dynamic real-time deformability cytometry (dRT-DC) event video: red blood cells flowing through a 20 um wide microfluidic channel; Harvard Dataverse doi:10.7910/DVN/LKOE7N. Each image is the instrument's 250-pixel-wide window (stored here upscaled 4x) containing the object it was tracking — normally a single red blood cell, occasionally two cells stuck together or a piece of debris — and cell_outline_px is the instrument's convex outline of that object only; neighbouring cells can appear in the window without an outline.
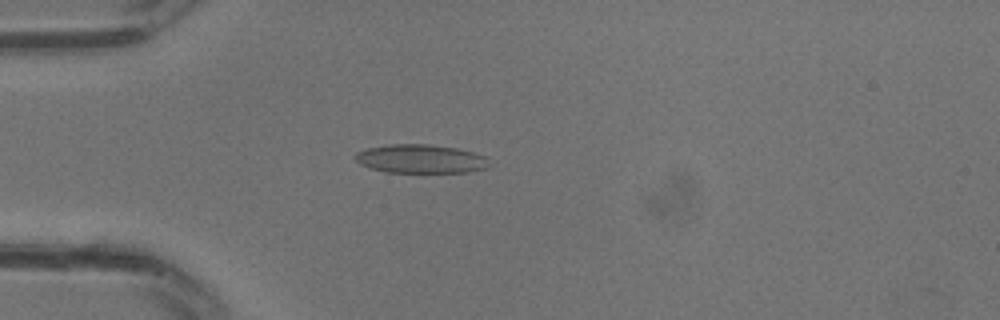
{"species": "common noctule bat (a hibernating species)", "species_latin": "Nyctalus noctula", "temperature_condition": "warm", "stored_images_in_passage": 31, "camera_frame_rate_fps": 3000, "um_per_image_px": 0.085, "animal": {"sex": "male", "body_mass_g": 13.3}, "frame": {"image": 1, "passage_image": 9, "time_ms": 2.667, "image_size_px": [1000, 320], "cell_outline_px": [[488, 168], [468, 172], [384, 172], [368, 168], [360, 164], [356, 160], [356, 152], [368, 148], [388, 144], [428, 144], [456, 148], [472, 152], [484, 156]], "centroid_in_image_um": [35.7, 13.5], "position_along_channel_um": 49.3, "area_um2": 22.25}}
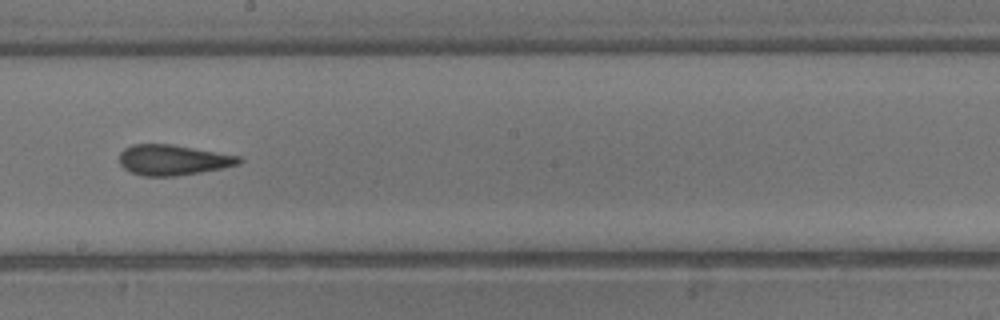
{"frame": {"image": 2, "passage_image": 18, "time_ms": 5.667, "image_size_px": [1000, 320], "cell_outline_px": [[244, 160], [240, 164], [224, 168], [200, 172], [172, 176], [144, 176], [132, 172], [124, 168], [120, 164], [120, 152], [124, 148], [132, 144], [172, 144], [240, 156]], "centroid_in_image_um": [14.72, 13.59], "position_along_channel_um": 233.5, "area_um2": 21.21}}
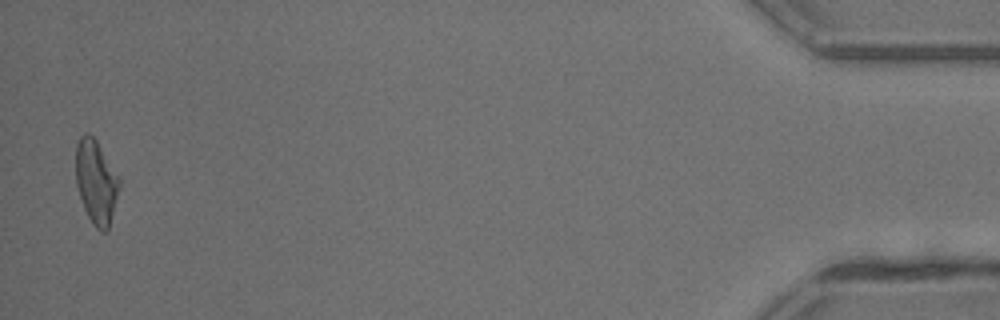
{"frame": {"image": 3, "passage_image": 31, "time_ms": 10.0, "image_size_px": [1000, 320], "cell_outline_px": [[120, 184], [108, 232], [100, 232], [92, 224], [84, 208], [76, 184], [76, 144], [80, 136], [84, 132], [88, 132], [96, 140], [120, 176]], "centroid_in_image_um": [8.17, 15.46], "position_along_channel_um": 427.0, "area_um2": 21.44}}